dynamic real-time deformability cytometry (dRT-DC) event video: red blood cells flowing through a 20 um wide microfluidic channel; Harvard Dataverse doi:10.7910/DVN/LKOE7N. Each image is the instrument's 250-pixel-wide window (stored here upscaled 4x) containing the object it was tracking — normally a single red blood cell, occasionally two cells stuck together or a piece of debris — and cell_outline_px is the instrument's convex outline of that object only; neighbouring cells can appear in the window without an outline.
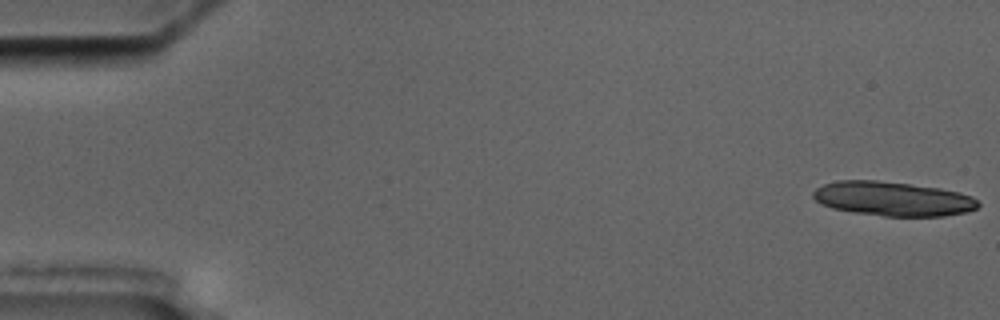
{"species": "common noctule bat (a hibernating species)", "species_latin": "Nyctalus noctula", "temperature_condition": "cold", "stored_images_in_passage": 5, "camera_frame_rate_fps": 3000, "um_per_image_px": 0.085, "animal": {"sex": "male", "body_mass_g": 17.5, "forearm_length_mm": 52.3}, "frame": {"image": 1, "passage_image": 1, "time_ms": 0.0, "image_size_px": [1000, 320], "cell_outline_px": [[980, 204], [976, 208], [968, 212], [944, 216], [884, 216], [852, 212], [832, 208], [816, 200], [812, 196], [812, 192], [816, 188], [824, 184], [836, 180], [876, 180], [940, 188], [960, 192], [972, 196]], "centroid_in_image_um": [75.9, 16.89], "position_along_channel_um": 9.1, "area_um2": 33.0}}